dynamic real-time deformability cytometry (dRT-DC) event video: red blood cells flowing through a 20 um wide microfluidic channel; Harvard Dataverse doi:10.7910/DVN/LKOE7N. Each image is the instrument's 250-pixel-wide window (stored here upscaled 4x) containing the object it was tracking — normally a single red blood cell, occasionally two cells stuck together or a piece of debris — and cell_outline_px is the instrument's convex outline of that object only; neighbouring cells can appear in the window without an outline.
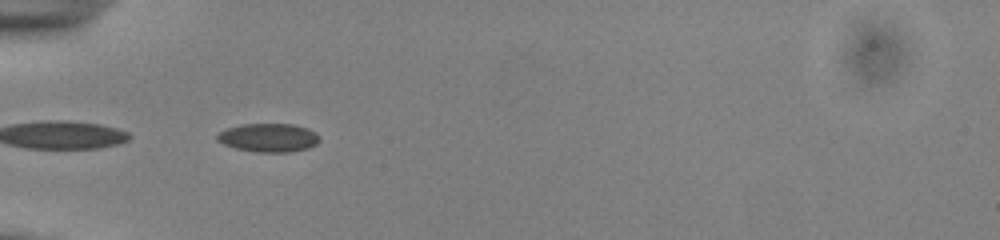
{"species": "common noctule bat (a hibernating species)", "species_latin": "Nyctalus noctula", "temperature_condition": "cold", "stored_images_in_passage": 7, "camera_frame_rate_fps": 3000, "um_per_image_px": 0.085, "animal": {"sex": "male", "body_mass_g": 13.0, "forearm_length_mm": 53.1}, "frame": {"image": 1, "passage_image": 1, "time_ms": 0.0, "image_size_px": [1000, 240], "cell_outline_px": [[320, 140], [316, 144], [308, 148], [292, 152], [256, 152], [236, 148], [224, 144], [216, 140], [216, 136], [220, 132], [228, 128], [244, 124], [292, 124], [308, 128], [316, 132], [320, 136]], "centroid_in_image_um": [22.87, 11.7], "position_along_channel_um": 62.1, "area_um2": 17.05}}
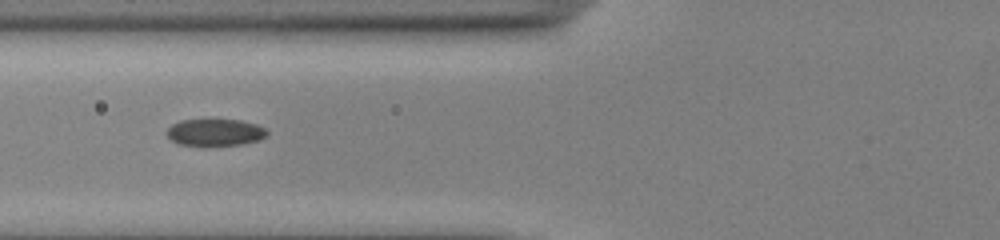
{"frame": {"image": 2, "passage_image": 5, "time_ms": 1.333, "image_size_px": [1000, 240], "cell_outline_px": [[268, 136], [260, 140], [244, 144], [204, 148], [180, 144], [172, 140], [168, 136], [168, 128], [172, 124], [180, 120], [240, 120], [256, 124], [264, 128], [268, 132]], "centroid_in_image_um": [18.31, 11.3], "position_along_channel_um": 107.5, "area_um2": 16.24}}